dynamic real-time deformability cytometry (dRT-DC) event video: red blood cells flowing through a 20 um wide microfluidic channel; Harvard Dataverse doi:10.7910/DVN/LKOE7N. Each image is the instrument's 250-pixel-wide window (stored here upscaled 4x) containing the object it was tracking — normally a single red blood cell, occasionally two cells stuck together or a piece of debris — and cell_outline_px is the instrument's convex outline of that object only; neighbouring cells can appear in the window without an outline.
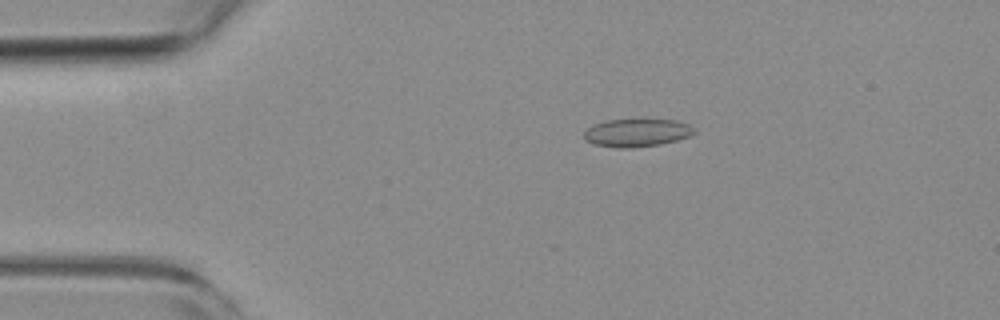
{"species": "common noctule bat (a hibernating species)", "species_latin": "Nyctalus noctula", "temperature_condition": "room temperature", "stored_images_in_passage": 53, "camera_frame_rate_fps": 3000, "um_per_image_px": 0.085, "animal": {"sex": "female", "body_mass_g": 19.3, "forearm_length_mm": 54.1}, "frame": {"image": 1, "passage_image": 10, "time_ms": 3.0, "image_size_px": [1000, 320], "cell_outline_px": [[696, 132], [688, 136], [676, 140], [660, 144], [632, 148], [616, 148], [596, 144], [584, 140], [584, 132], [592, 124], [604, 120], [676, 120], [688, 124], [696, 128]], "centroid_in_image_um": [54.12, 11.28], "position_along_channel_um": 30.9, "area_um2": 17.92}}
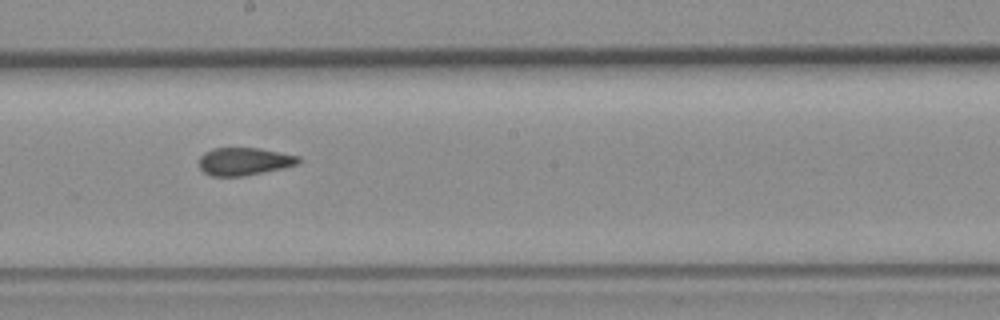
{"frame": {"image": 2, "passage_image": 29, "time_ms": 9.333, "image_size_px": [1000, 320], "cell_outline_px": [[300, 164], [284, 168], [244, 176], [212, 176], [204, 172], [200, 168], [200, 156], [204, 152], [212, 148], [260, 148], [300, 156]], "centroid_in_image_um": [20.78, 13.72], "position_along_channel_um": 227.4, "area_um2": 16.18}}
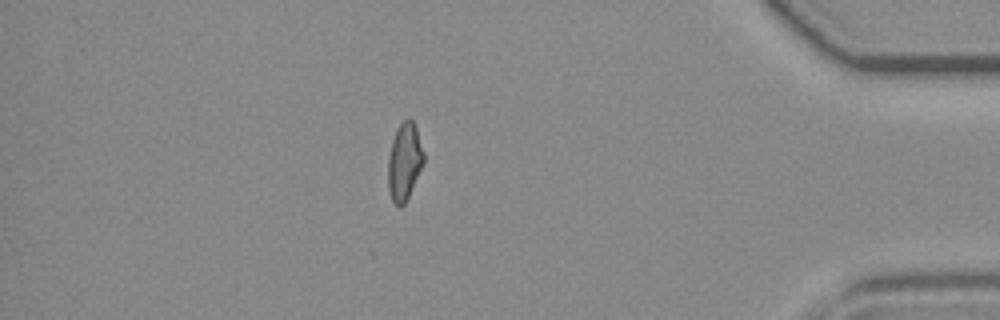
{"frame": {"image": 3, "passage_image": 46, "time_ms": 15.0, "image_size_px": [1000, 320], "cell_outline_px": [[424, 160], [408, 196], [404, 204], [400, 208], [392, 200], [388, 188], [388, 160], [392, 140], [400, 124], [408, 116], [416, 124], [424, 152]], "centroid_in_image_um": [34.38, 13.7], "position_along_channel_um": 400.8, "area_um2": 15.9}, "authors_computed_cell_mechanics": {"area_um2": 16.8776, "velocity_mm_per_s": 3.8412, "shape_relaxation_time_tau1_ms": null, "shape_relaxation_time_tau2_ms": 1.2334, "deformation_change_tau1": null, "deformation_change_tau2": 0.0776}}